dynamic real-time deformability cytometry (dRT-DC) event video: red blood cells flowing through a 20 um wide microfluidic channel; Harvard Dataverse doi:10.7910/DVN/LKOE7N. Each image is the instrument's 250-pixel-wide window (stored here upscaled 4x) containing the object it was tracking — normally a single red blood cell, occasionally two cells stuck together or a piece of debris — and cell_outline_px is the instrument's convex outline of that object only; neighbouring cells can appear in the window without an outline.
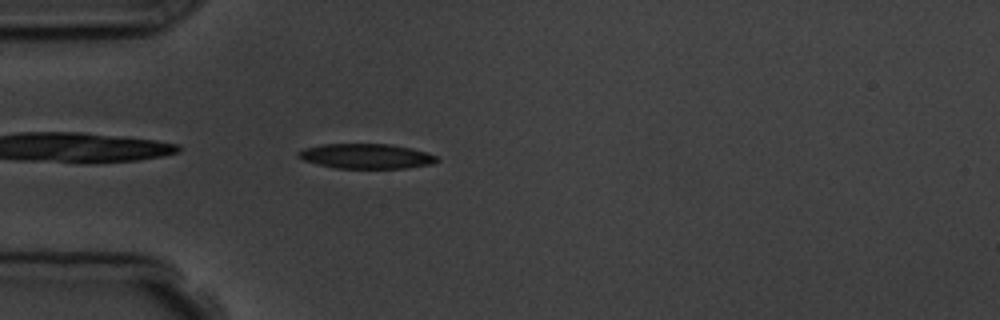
{"species": "common noctule bat (a hibernating species)", "species_latin": "Nyctalus noctula", "temperature_condition": "room temperature", "stored_images_in_passage": 1, "camera_frame_rate_fps": 3000, "um_per_image_px": 0.085, "animal": {"sex": "male", "body_mass_g": 19.5, "forearm_length_mm": 54.6}, "frame": {"image": 1, "passage_image": 1, "time_ms": 0.0, "image_size_px": [1000, 320], "cell_outline_px": [[440, 160], [432, 164], [404, 168], [332, 168], [304, 160], [296, 156], [296, 152], [304, 148], [320, 144], [392, 144], [412, 148], [436, 156]], "centroid_in_image_um": [31.09, 13.27], "position_along_channel_um": 53.9, "area_um2": 20.17}}